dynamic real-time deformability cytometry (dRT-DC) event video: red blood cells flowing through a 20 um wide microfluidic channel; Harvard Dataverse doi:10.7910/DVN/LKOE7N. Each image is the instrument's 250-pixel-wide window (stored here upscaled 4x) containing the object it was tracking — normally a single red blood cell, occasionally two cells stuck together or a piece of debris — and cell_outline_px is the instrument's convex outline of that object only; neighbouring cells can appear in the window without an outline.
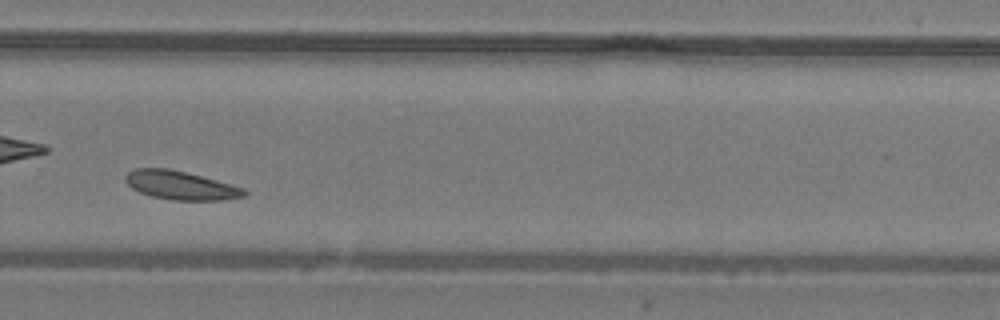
{"species": "common noctule bat (a hibernating species)", "species_latin": "Nyctalus noctula", "temperature_condition": "warm", "stored_images_in_passage": 26, "camera_frame_rate_fps": 3000, "um_per_image_px": 0.085, "animal": {"sex": "male", "body_mass_g": 19.2, "forearm_length_mm": 51.8}, "frame": {"image": 1, "passage_image": 15, "time_ms": 4.667, "image_size_px": [1000, 320], "cell_outline_px": [[248, 196], [224, 200], [172, 200], [152, 196], [140, 192], [132, 188], [124, 180], [124, 176], [132, 168], [168, 168], [216, 180], [244, 188], [248, 192]], "centroid_in_image_um": [15.35, 15.76], "position_along_channel_um": 314.4, "area_um2": 19.83}}
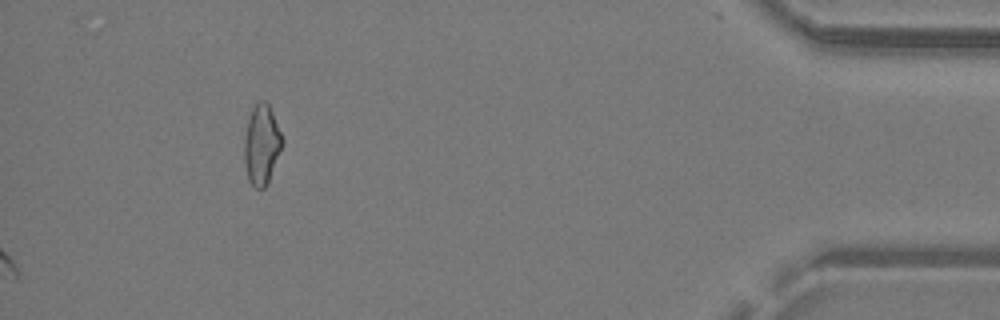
{"frame": {"image": 2, "passage_image": 26, "time_ms": 8.333, "image_size_px": [1000, 320], "cell_outline_px": [[284, 140], [280, 152], [268, 184], [264, 188], [256, 188], [248, 180], [244, 160], [244, 140], [248, 120], [252, 108], [260, 100], [264, 100], [268, 104], [272, 112]], "centroid_in_image_um": [22.24, 12.31], "position_along_channel_um": 413.0, "area_um2": 17.63}}